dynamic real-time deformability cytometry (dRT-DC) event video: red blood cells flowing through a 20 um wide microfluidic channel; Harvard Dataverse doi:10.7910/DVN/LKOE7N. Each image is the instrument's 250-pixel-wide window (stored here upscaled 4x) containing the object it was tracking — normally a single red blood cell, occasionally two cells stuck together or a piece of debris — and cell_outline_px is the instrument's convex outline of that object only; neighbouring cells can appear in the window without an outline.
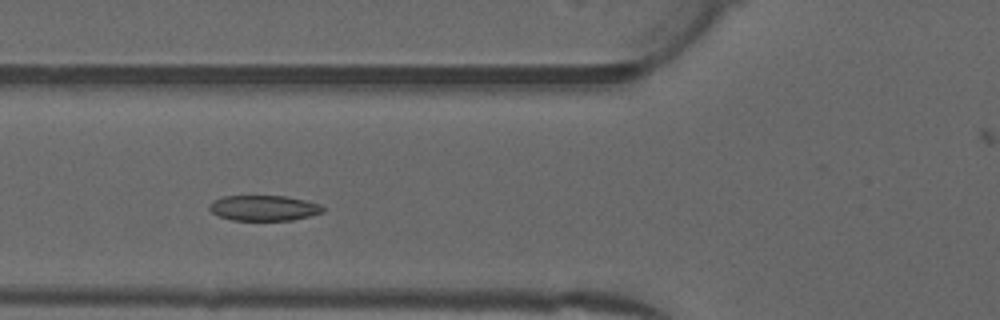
{"species": "common noctule bat (a hibernating species)", "species_latin": "Nyctalus noctula", "temperature_condition": "warm", "stored_images_in_passage": 45, "camera_frame_rate_fps": 3000, "um_per_image_px": 0.085, "animal": {"sex": "male", "forearm_length_mm": 52.5}, "frame": {"image": 1, "passage_image": 13, "time_ms": 4.0, "image_size_px": [1000, 320], "cell_outline_px": [[324, 212], [292, 220], [232, 220], [220, 216], [212, 212], [208, 208], [216, 200], [224, 196], [284, 196], [304, 200], [320, 204], [324, 208]], "centroid_in_image_um": [22.46, 17.68], "position_along_channel_um": 103.3, "area_um2": 16.53}}
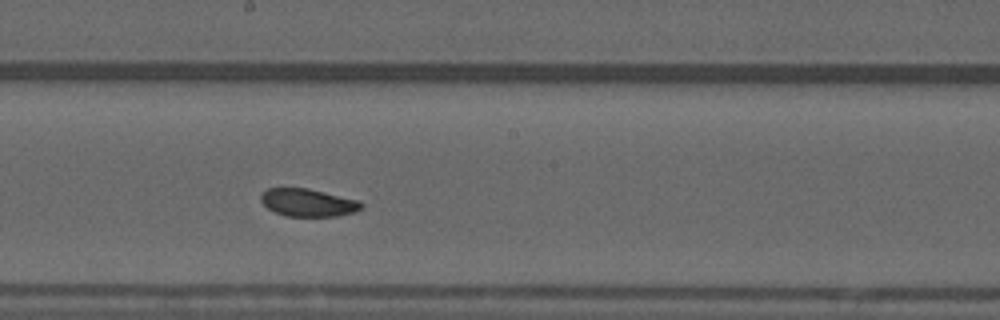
{"frame": {"image": 2, "passage_image": 22, "time_ms": 7.0, "image_size_px": [1000, 320], "cell_outline_px": [[364, 204], [356, 212], [336, 216], [284, 216], [268, 208], [260, 200], [260, 192], [268, 188], [308, 188], [360, 200]], "centroid_in_image_um": [26.18, 17.21], "position_along_channel_um": 222.0, "area_um2": 16.36}}
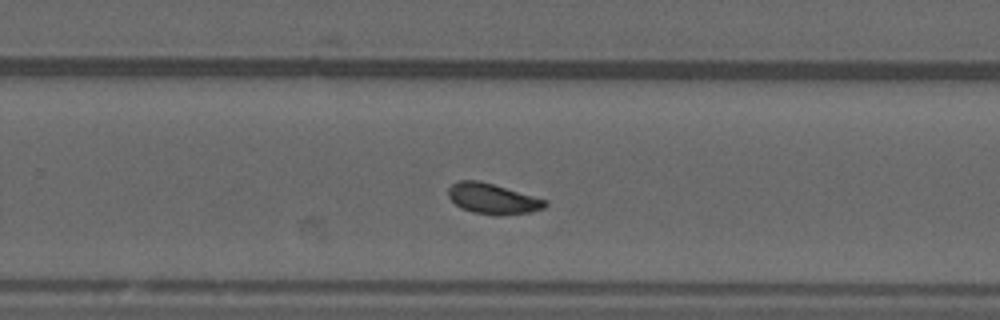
{"frame": {"image": 3, "passage_image": 27, "time_ms": 8.667, "image_size_px": [1000, 320], "cell_outline_px": [[548, 204], [544, 208], [532, 212], [472, 212], [460, 208], [448, 196], [448, 188], [452, 184], [460, 180], [480, 180], [548, 200]], "centroid_in_image_um": [41.86, 16.83], "position_along_channel_um": 287.9, "area_um2": 16.53}, "authors_computed_cell_mechanics": {"area_um2": 17.051, "velocity_mm_per_s": 3.9603, "shape_relaxation_time_tau1_ms": 3.5665, "shape_relaxation_time_tau2_ms": 2.5038, "deformation_change_tau1": 0.106, "deformation_change_tau2": 0.0713}}